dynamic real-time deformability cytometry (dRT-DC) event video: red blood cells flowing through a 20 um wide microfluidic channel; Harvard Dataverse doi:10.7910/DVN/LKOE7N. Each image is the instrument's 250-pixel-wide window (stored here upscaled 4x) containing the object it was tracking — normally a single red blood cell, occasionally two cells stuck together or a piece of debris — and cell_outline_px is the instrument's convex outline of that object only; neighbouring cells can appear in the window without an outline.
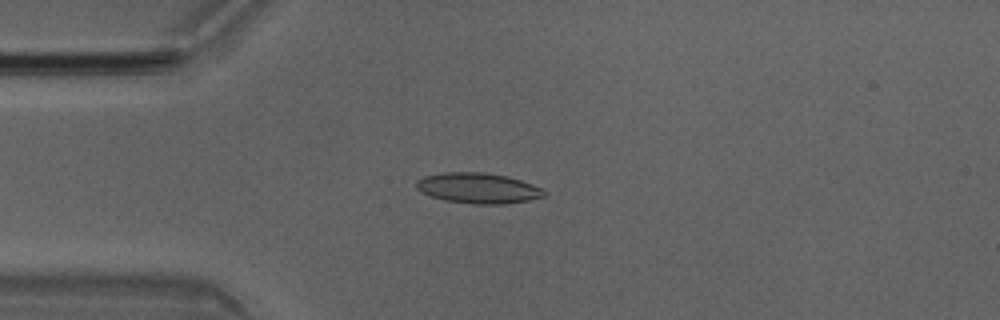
{"species": "Egyptian fruit bat (a non-hibernating species)", "species_latin": "Rousettus aegyptiacus", "temperature_condition": "room temperature", "stored_images_in_passage": 5, "camera_frame_rate_fps": 3000, "um_per_image_px": 0.085, "animal": {"sex": "male"}, "frame": {"image": 1, "passage_image": 4, "time_ms": 1.0, "image_size_px": [1000, 320], "cell_outline_px": [[548, 192], [544, 196], [528, 200], [504, 204], [472, 204], [444, 200], [420, 192], [416, 188], [416, 180], [424, 176], [444, 172], [484, 172], [508, 176], [532, 184]], "centroid_in_image_um": [40.62, 15.99], "position_along_channel_um": 44.4, "area_um2": 22.77}}